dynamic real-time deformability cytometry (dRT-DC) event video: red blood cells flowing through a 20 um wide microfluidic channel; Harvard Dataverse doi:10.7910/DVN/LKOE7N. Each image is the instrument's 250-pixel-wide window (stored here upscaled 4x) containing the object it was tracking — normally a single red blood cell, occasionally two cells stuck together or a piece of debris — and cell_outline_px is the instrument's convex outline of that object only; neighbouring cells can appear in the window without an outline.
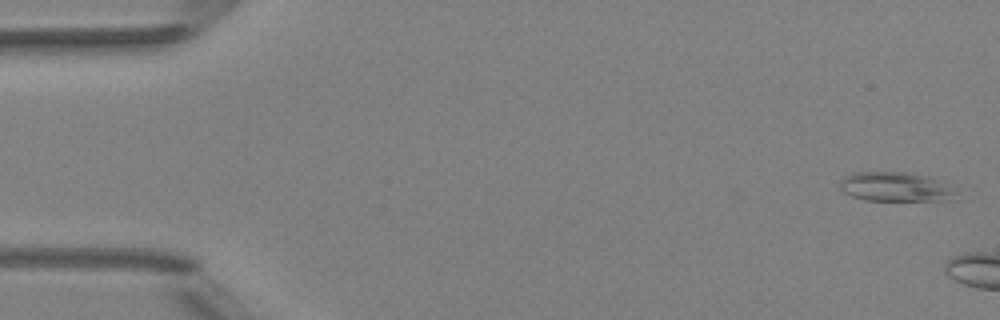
{"species": "Egyptian fruit bat (a non-hibernating species)", "species_latin": "Rousettus aegyptiacus", "temperature_condition": "room temperature", "stored_images_in_passage": 3, "camera_frame_rate_fps": 3000, "um_per_image_px": 0.085, "animal": {"sex": "female"}, "frame": {"image": 1, "passage_image": 1, "time_ms": 0.0, "image_size_px": [1000, 320], "cell_outline_px": [[956, 196], [952, 200], [864, 200], [852, 196], [844, 192], [840, 188], [840, 180], [844, 176], [852, 172], [904, 172], [928, 176], [944, 180], [956, 192]], "centroid_in_image_um": [76.14, 15.87], "position_along_channel_um": 8.9, "area_um2": 20.06}}